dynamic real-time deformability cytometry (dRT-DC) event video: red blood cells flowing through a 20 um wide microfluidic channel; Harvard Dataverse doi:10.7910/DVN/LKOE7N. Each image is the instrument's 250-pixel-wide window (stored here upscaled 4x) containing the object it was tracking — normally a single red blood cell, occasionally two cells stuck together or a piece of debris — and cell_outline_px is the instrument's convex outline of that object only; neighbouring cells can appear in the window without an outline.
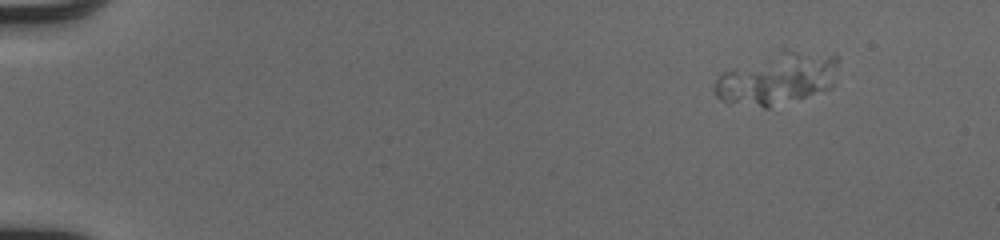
{"species": "human", "species_latin": "Homo sapiens", "temperature_condition": "cold", "stored_images_in_passage": 2, "camera_frame_rate_fps": 3000, "um_per_image_px": 0.085, "donor": {"sex": "male"}, "frame": {"image": 1, "passage_image": 2, "time_ms": 0.333, "image_size_px": [1000, 240], "cell_outline_px": [[836, 84], [832, 88], [768, 108], [764, 108], [720, 100], [712, 92], [712, 88], [716, 80], [724, 72], [768, 60], [812, 72]], "centroid_in_image_um": [65.28, 7.19], "position_along_channel_um": 19.7, "area_um2": 27.22}}